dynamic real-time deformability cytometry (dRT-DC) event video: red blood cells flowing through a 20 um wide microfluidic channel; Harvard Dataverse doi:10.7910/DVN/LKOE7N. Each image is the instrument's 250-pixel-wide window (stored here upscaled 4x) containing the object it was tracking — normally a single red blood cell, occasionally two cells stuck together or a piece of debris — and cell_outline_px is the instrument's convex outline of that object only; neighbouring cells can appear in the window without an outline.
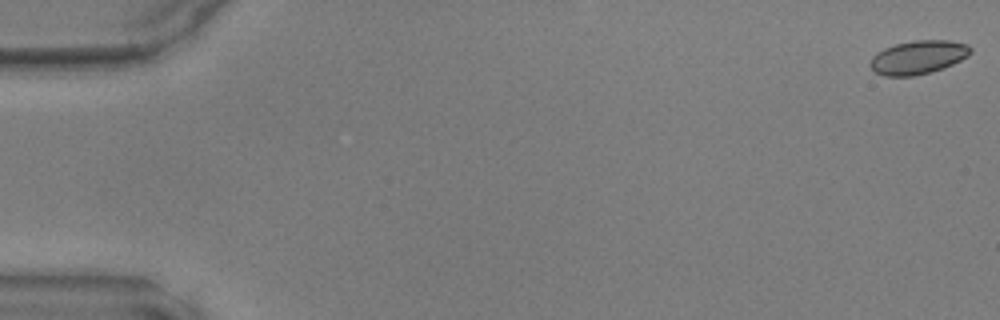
{"species": "common noctule bat (a hibernating species)", "species_latin": "Nyctalus noctula", "temperature_condition": "warm", "stored_images_in_passage": 48, "camera_frame_rate_fps": 3000, "um_per_image_px": 0.085, "animal": {"sex": "male", "body_mass_g": 17.9, "forearm_length_mm": 54.2}, "frame": {"image": 1, "passage_image": 1, "time_ms": 0.0, "image_size_px": [1000, 320], "cell_outline_px": [[972, 52], [968, 56], [944, 68], [912, 76], [884, 76], [876, 72], [868, 64], [872, 56], [876, 52], [884, 48], [896, 44], [916, 40], [948, 40], [968, 44], [972, 48]], "centroid_in_image_um": [78.04, 4.86], "position_along_channel_um": 7.0, "area_um2": 19.65}}
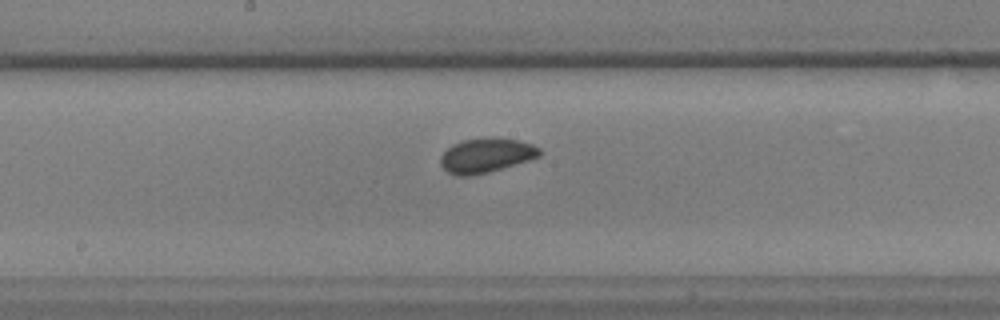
{"frame": {"image": 2, "passage_image": 26, "time_ms": 8.333, "image_size_px": [1000, 320], "cell_outline_px": [[544, 152], [540, 156], [528, 160], [488, 172], [472, 176], [456, 176], [448, 172], [440, 164], [440, 156], [452, 144], [464, 140], [516, 140], [532, 144], [540, 148]], "centroid_in_image_um": [41.3, 13.25], "position_along_channel_um": 206.9, "area_um2": 19.25}}
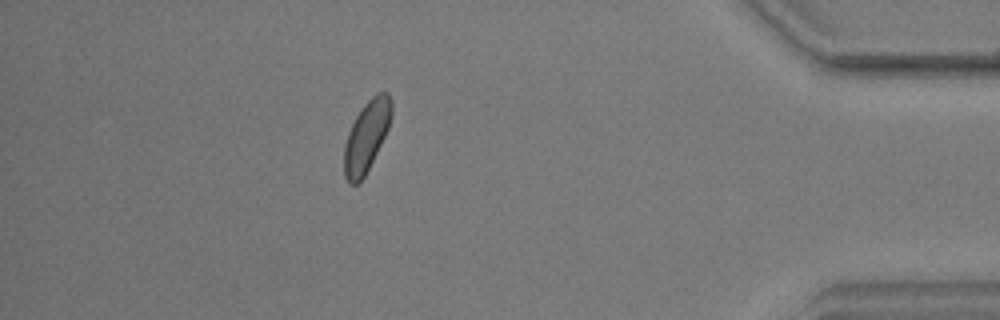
{"frame": {"image": 3, "passage_image": 43, "time_ms": 14.0, "image_size_px": [1000, 320], "cell_outline_px": [[392, 116], [388, 128], [364, 176], [356, 184], [348, 184], [344, 176], [344, 144], [348, 132], [356, 116], [364, 104], [372, 96], [380, 92], [388, 92], [392, 104]], "centroid_in_image_um": [31.14, 11.57], "position_along_channel_um": 404.1, "area_um2": 19.25}}